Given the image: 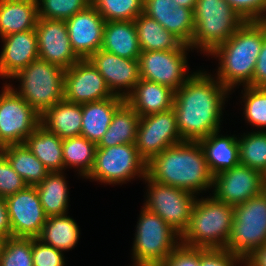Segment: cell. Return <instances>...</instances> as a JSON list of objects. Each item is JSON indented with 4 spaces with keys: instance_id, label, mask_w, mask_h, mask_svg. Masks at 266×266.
Listing matches in <instances>:
<instances>
[{
    "instance_id": "obj_1",
    "label": "cell",
    "mask_w": 266,
    "mask_h": 266,
    "mask_svg": "<svg viewBox=\"0 0 266 266\" xmlns=\"http://www.w3.org/2000/svg\"><path fill=\"white\" fill-rule=\"evenodd\" d=\"M229 93L215 77L201 70L193 72L175 91L173 109L184 141H199L220 130L222 109Z\"/></svg>"
},
{
    "instance_id": "obj_2",
    "label": "cell",
    "mask_w": 266,
    "mask_h": 266,
    "mask_svg": "<svg viewBox=\"0 0 266 266\" xmlns=\"http://www.w3.org/2000/svg\"><path fill=\"white\" fill-rule=\"evenodd\" d=\"M147 175L158 183L194 195L211 189L214 179L198 141H184L166 148L147 163Z\"/></svg>"
},
{
    "instance_id": "obj_3",
    "label": "cell",
    "mask_w": 266,
    "mask_h": 266,
    "mask_svg": "<svg viewBox=\"0 0 266 266\" xmlns=\"http://www.w3.org/2000/svg\"><path fill=\"white\" fill-rule=\"evenodd\" d=\"M266 34V21H247L209 55L219 58L217 80L230 92L236 86H252L255 64Z\"/></svg>"
},
{
    "instance_id": "obj_4",
    "label": "cell",
    "mask_w": 266,
    "mask_h": 266,
    "mask_svg": "<svg viewBox=\"0 0 266 266\" xmlns=\"http://www.w3.org/2000/svg\"><path fill=\"white\" fill-rule=\"evenodd\" d=\"M234 206L217 201L213 196L198 198L192 208L188 228L181 243L203 249H224L231 234Z\"/></svg>"
},
{
    "instance_id": "obj_5",
    "label": "cell",
    "mask_w": 266,
    "mask_h": 266,
    "mask_svg": "<svg viewBox=\"0 0 266 266\" xmlns=\"http://www.w3.org/2000/svg\"><path fill=\"white\" fill-rule=\"evenodd\" d=\"M193 14L195 27L189 47L207 55L245 23L226 0H197Z\"/></svg>"
},
{
    "instance_id": "obj_6",
    "label": "cell",
    "mask_w": 266,
    "mask_h": 266,
    "mask_svg": "<svg viewBox=\"0 0 266 266\" xmlns=\"http://www.w3.org/2000/svg\"><path fill=\"white\" fill-rule=\"evenodd\" d=\"M64 73L59 66L37 59L11 78L20 81L19 89L7 85L42 116L64 99Z\"/></svg>"
},
{
    "instance_id": "obj_7",
    "label": "cell",
    "mask_w": 266,
    "mask_h": 266,
    "mask_svg": "<svg viewBox=\"0 0 266 266\" xmlns=\"http://www.w3.org/2000/svg\"><path fill=\"white\" fill-rule=\"evenodd\" d=\"M134 236L133 264L160 266L181 243V235L146 207H142Z\"/></svg>"
},
{
    "instance_id": "obj_8",
    "label": "cell",
    "mask_w": 266,
    "mask_h": 266,
    "mask_svg": "<svg viewBox=\"0 0 266 266\" xmlns=\"http://www.w3.org/2000/svg\"><path fill=\"white\" fill-rule=\"evenodd\" d=\"M266 244V194L234 206L231 234L225 247L244 260Z\"/></svg>"
},
{
    "instance_id": "obj_9",
    "label": "cell",
    "mask_w": 266,
    "mask_h": 266,
    "mask_svg": "<svg viewBox=\"0 0 266 266\" xmlns=\"http://www.w3.org/2000/svg\"><path fill=\"white\" fill-rule=\"evenodd\" d=\"M135 176H147V163L140 156L135 143L112 147H97L95 163L86 179L113 185L123 184Z\"/></svg>"
},
{
    "instance_id": "obj_10",
    "label": "cell",
    "mask_w": 266,
    "mask_h": 266,
    "mask_svg": "<svg viewBox=\"0 0 266 266\" xmlns=\"http://www.w3.org/2000/svg\"><path fill=\"white\" fill-rule=\"evenodd\" d=\"M143 180L148 183L147 199L143 206L182 235L190 223L196 195L178 187L158 183L148 175Z\"/></svg>"
},
{
    "instance_id": "obj_11",
    "label": "cell",
    "mask_w": 266,
    "mask_h": 266,
    "mask_svg": "<svg viewBox=\"0 0 266 266\" xmlns=\"http://www.w3.org/2000/svg\"><path fill=\"white\" fill-rule=\"evenodd\" d=\"M0 92V143L22 144L40 124V115L7 83Z\"/></svg>"
},
{
    "instance_id": "obj_12",
    "label": "cell",
    "mask_w": 266,
    "mask_h": 266,
    "mask_svg": "<svg viewBox=\"0 0 266 266\" xmlns=\"http://www.w3.org/2000/svg\"><path fill=\"white\" fill-rule=\"evenodd\" d=\"M191 48L184 44L179 50L147 51L139 55L140 77L144 80L165 85L177 91L191 76L187 75L186 51Z\"/></svg>"
},
{
    "instance_id": "obj_13",
    "label": "cell",
    "mask_w": 266,
    "mask_h": 266,
    "mask_svg": "<svg viewBox=\"0 0 266 266\" xmlns=\"http://www.w3.org/2000/svg\"><path fill=\"white\" fill-rule=\"evenodd\" d=\"M181 142L184 140L178 131L173 108L140 117L135 145L146 163L166 148Z\"/></svg>"
},
{
    "instance_id": "obj_14",
    "label": "cell",
    "mask_w": 266,
    "mask_h": 266,
    "mask_svg": "<svg viewBox=\"0 0 266 266\" xmlns=\"http://www.w3.org/2000/svg\"><path fill=\"white\" fill-rule=\"evenodd\" d=\"M263 174L245 165H237L214 175L213 197L236 206L263 192Z\"/></svg>"
},
{
    "instance_id": "obj_15",
    "label": "cell",
    "mask_w": 266,
    "mask_h": 266,
    "mask_svg": "<svg viewBox=\"0 0 266 266\" xmlns=\"http://www.w3.org/2000/svg\"><path fill=\"white\" fill-rule=\"evenodd\" d=\"M64 100L85 104L111 98L104 78L89 59H80L64 73Z\"/></svg>"
},
{
    "instance_id": "obj_16",
    "label": "cell",
    "mask_w": 266,
    "mask_h": 266,
    "mask_svg": "<svg viewBox=\"0 0 266 266\" xmlns=\"http://www.w3.org/2000/svg\"><path fill=\"white\" fill-rule=\"evenodd\" d=\"M13 237L37 238L47 220L35 186L5 198Z\"/></svg>"
},
{
    "instance_id": "obj_17",
    "label": "cell",
    "mask_w": 266,
    "mask_h": 266,
    "mask_svg": "<svg viewBox=\"0 0 266 266\" xmlns=\"http://www.w3.org/2000/svg\"><path fill=\"white\" fill-rule=\"evenodd\" d=\"M35 30L40 60L64 70L80 60L71 46L65 21L38 18Z\"/></svg>"
},
{
    "instance_id": "obj_18",
    "label": "cell",
    "mask_w": 266,
    "mask_h": 266,
    "mask_svg": "<svg viewBox=\"0 0 266 266\" xmlns=\"http://www.w3.org/2000/svg\"><path fill=\"white\" fill-rule=\"evenodd\" d=\"M88 59L104 78L113 95L125 99L141 79L138 60L122 58L101 49Z\"/></svg>"
},
{
    "instance_id": "obj_19",
    "label": "cell",
    "mask_w": 266,
    "mask_h": 266,
    "mask_svg": "<svg viewBox=\"0 0 266 266\" xmlns=\"http://www.w3.org/2000/svg\"><path fill=\"white\" fill-rule=\"evenodd\" d=\"M65 23L71 46L80 59H88L101 49L105 20L92 4Z\"/></svg>"
},
{
    "instance_id": "obj_20",
    "label": "cell",
    "mask_w": 266,
    "mask_h": 266,
    "mask_svg": "<svg viewBox=\"0 0 266 266\" xmlns=\"http://www.w3.org/2000/svg\"><path fill=\"white\" fill-rule=\"evenodd\" d=\"M0 77L12 78L32 61L39 59L36 30L18 32L2 37Z\"/></svg>"
},
{
    "instance_id": "obj_21",
    "label": "cell",
    "mask_w": 266,
    "mask_h": 266,
    "mask_svg": "<svg viewBox=\"0 0 266 266\" xmlns=\"http://www.w3.org/2000/svg\"><path fill=\"white\" fill-rule=\"evenodd\" d=\"M175 91L168 86L140 79L125 101L140 116L160 113L173 108Z\"/></svg>"
},
{
    "instance_id": "obj_22",
    "label": "cell",
    "mask_w": 266,
    "mask_h": 266,
    "mask_svg": "<svg viewBox=\"0 0 266 266\" xmlns=\"http://www.w3.org/2000/svg\"><path fill=\"white\" fill-rule=\"evenodd\" d=\"M125 99L114 95L101 101L82 104L81 136L98 144L107 131L115 111Z\"/></svg>"
},
{
    "instance_id": "obj_23",
    "label": "cell",
    "mask_w": 266,
    "mask_h": 266,
    "mask_svg": "<svg viewBox=\"0 0 266 266\" xmlns=\"http://www.w3.org/2000/svg\"><path fill=\"white\" fill-rule=\"evenodd\" d=\"M220 131L200 139L208 167L213 175L229 170L240 164L238 138L221 136Z\"/></svg>"
},
{
    "instance_id": "obj_24",
    "label": "cell",
    "mask_w": 266,
    "mask_h": 266,
    "mask_svg": "<svg viewBox=\"0 0 266 266\" xmlns=\"http://www.w3.org/2000/svg\"><path fill=\"white\" fill-rule=\"evenodd\" d=\"M101 50L122 58L138 60L142 51L134 21L105 22Z\"/></svg>"
},
{
    "instance_id": "obj_25",
    "label": "cell",
    "mask_w": 266,
    "mask_h": 266,
    "mask_svg": "<svg viewBox=\"0 0 266 266\" xmlns=\"http://www.w3.org/2000/svg\"><path fill=\"white\" fill-rule=\"evenodd\" d=\"M36 0H0V37L35 29Z\"/></svg>"
},
{
    "instance_id": "obj_26",
    "label": "cell",
    "mask_w": 266,
    "mask_h": 266,
    "mask_svg": "<svg viewBox=\"0 0 266 266\" xmlns=\"http://www.w3.org/2000/svg\"><path fill=\"white\" fill-rule=\"evenodd\" d=\"M40 123L62 139L81 136L82 104L63 99L40 117Z\"/></svg>"
},
{
    "instance_id": "obj_27",
    "label": "cell",
    "mask_w": 266,
    "mask_h": 266,
    "mask_svg": "<svg viewBox=\"0 0 266 266\" xmlns=\"http://www.w3.org/2000/svg\"><path fill=\"white\" fill-rule=\"evenodd\" d=\"M24 143L49 172L65 171L62 152L63 139L49 131L41 123Z\"/></svg>"
},
{
    "instance_id": "obj_28",
    "label": "cell",
    "mask_w": 266,
    "mask_h": 266,
    "mask_svg": "<svg viewBox=\"0 0 266 266\" xmlns=\"http://www.w3.org/2000/svg\"><path fill=\"white\" fill-rule=\"evenodd\" d=\"M137 37L142 52L179 50L184 43L168 32L158 21L145 15L134 19Z\"/></svg>"
},
{
    "instance_id": "obj_29",
    "label": "cell",
    "mask_w": 266,
    "mask_h": 266,
    "mask_svg": "<svg viewBox=\"0 0 266 266\" xmlns=\"http://www.w3.org/2000/svg\"><path fill=\"white\" fill-rule=\"evenodd\" d=\"M140 116L125 101L114 113L112 121L97 147L135 143Z\"/></svg>"
},
{
    "instance_id": "obj_30",
    "label": "cell",
    "mask_w": 266,
    "mask_h": 266,
    "mask_svg": "<svg viewBox=\"0 0 266 266\" xmlns=\"http://www.w3.org/2000/svg\"><path fill=\"white\" fill-rule=\"evenodd\" d=\"M64 172H49L35 187L47 217L67 214L69 189Z\"/></svg>"
},
{
    "instance_id": "obj_31",
    "label": "cell",
    "mask_w": 266,
    "mask_h": 266,
    "mask_svg": "<svg viewBox=\"0 0 266 266\" xmlns=\"http://www.w3.org/2000/svg\"><path fill=\"white\" fill-rule=\"evenodd\" d=\"M78 227L77 222L67 214L49 216L37 239L65 252L76 246L80 234Z\"/></svg>"
},
{
    "instance_id": "obj_32",
    "label": "cell",
    "mask_w": 266,
    "mask_h": 266,
    "mask_svg": "<svg viewBox=\"0 0 266 266\" xmlns=\"http://www.w3.org/2000/svg\"><path fill=\"white\" fill-rule=\"evenodd\" d=\"M1 153L28 186H36L49 173L25 143L4 146Z\"/></svg>"
},
{
    "instance_id": "obj_33",
    "label": "cell",
    "mask_w": 266,
    "mask_h": 266,
    "mask_svg": "<svg viewBox=\"0 0 266 266\" xmlns=\"http://www.w3.org/2000/svg\"><path fill=\"white\" fill-rule=\"evenodd\" d=\"M96 150L97 144L83 136L64 138L62 152L65 169L79 168L80 177L86 178L93 169Z\"/></svg>"
},
{
    "instance_id": "obj_34",
    "label": "cell",
    "mask_w": 266,
    "mask_h": 266,
    "mask_svg": "<svg viewBox=\"0 0 266 266\" xmlns=\"http://www.w3.org/2000/svg\"><path fill=\"white\" fill-rule=\"evenodd\" d=\"M241 137H238L240 164L264 174L266 171V131L244 133Z\"/></svg>"
},
{
    "instance_id": "obj_35",
    "label": "cell",
    "mask_w": 266,
    "mask_h": 266,
    "mask_svg": "<svg viewBox=\"0 0 266 266\" xmlns=\"http://www.w3.org/2000/svg\"><path fill=\"white\" fill-rule=\"evenodd\" d=\"M91 4L107 21H134L143 13L144 0H91Z\"/></svg>"
},
{
    "instance_id": "obj_36",
    "label": "cell",
    "mask_w": 266,
    "mask_h": 266,
    "mask_svg": "<svg viewBox=\"0 0 266 266\" xmlns=\"http://www.w3.org/2000/svg\"><path fill=\"white\" fill-rule=\"evenodd\" d=\"M0 266H34L32 238L10 237L0 248Z\"/></svg>"
},
{
    "instance_id": "obj_37",
    "label": "cell",
    "mask_w": 266,
    "mask_h": 266,
    "mask_svg": "<svg viewBox=\"0 0 266 266\" xmlns=\"http://www.w3.org/2000/svg\"><path fill=\"white\" fill-rule=\"evenodd\" d=\"M244 116L247 122L266 131V88L244 86ZM264 127V128H263Z\"/></svg>"
},
{
    "instance_id": "obj_38",
    "label": "cell",
    "mask_w": 266,
    "mask_h": 266,
    "mask_svg": "<svg viewBox=\"0 0 266 266\" xmlns=\"http://www.w3.org/2000/svg\"><path fill=\"white\" fill-rule=\"evenodd\" d=\"M38 17L66 21L91 4V0H36Z\"/></svg>"
},
{
    "instance_id": "obj_39",
    "label": "cell",
    "mask_w": 266,
    "mask_h": 266,
    "mask_svg": "<svg viewBox=\"0 0 266 266\" xmlns=\"http://www.w3.org/2000/svg\"><path fill=\"white\" fill-rule=\"evenodd\" d=\"M193 10L177 6L170 18V32L179 38L184 44L190 46L194 34Z\"/></svg>"
},
{
    "instance_id": "obj_40",
    "label": "cell",
    "mask_w": 266,
    "mask_h": 266,
    "mask_svg": "<svg viewBox=\"0 0 266 266\" xmlns=\"http://www.w3.org/2000/svg\"><path fill=\"white\" fill-rule=\"evenodd\" d=\"M28 186L0 153V197L7 198Z\"/></svg>"
},
{
    "instance_id": "obj_41",
    "label": "cell",
    "mask_w": 266,
    "mask_h": 266,
    "mask_svg": "<svg viewBox=\"0 0 266 266\" xmlns=\"http://www.w3.org/2000/svg\"><path fill=\"white\" fill-rule=\"evenodd\" d=\"M63 252L32 238V260L34 266H65Z\"/></svg>"
},
{
    "instance_id": "obj_42",
    "label": "cell",
    "mask_w": 266,
    "mask_h": 266,
    "mask_svg": "<svg viewBox=\"0 0 266 266\" xmlns=\"http://www.w3.org/2000/svg\"><path fill=\"white\" fill-rule=\"evenodd\" d=\"M247 21H266V0H226Z\"/></svg>"
},
{
    "instance_id": "obj_43",
    "label": "cell",
    "mask_w": 266,
    "mask_h": 266,
    "mask_svg": "<svg viewBox=\"0 0 266 266\" xmlns=\"http://www.w3.org/2000/svg\"><path fill=\"white\" fill-rule=\"evenodd\" d=\"M177 6L173 0H144L143 13L158 21L170 32L171 13Z\"/></svg>"
},
{
    "instance_id": "obj_44",
    "label": "cell",
    "mask_w": 266,
    "mask_h": 266,
    "mask_svg": "<svg viewBox=\"0 0 266 266\" xmlns=\"http://www.w3.org/2000/svg\"><path fill=\"white\" fill-rule=\"evenodd\" d=\"M243 263V264H241ZM244 265L245 260L224 249L200 248V266H236Z\"/></svg>"
},
{
    "instance_id": "obj_45",
    "label": "cell",
    "mask_w": 266,
    "mask_h": 266,
    "mask_svg": "<svg viewBox=\"0 0 266 266\" xmlns=\"http://www.w3.org/2000/svg\"><path fill=\"white\" fill-rule=\"evenodd\" d=\"M160 266H200V248L180 243Z\"/></svg>"
},
{
    "instance_id": "obj_46",
    "label": "cell",
    "mask_w": 266,
    "mask_h": 266,
    "mask_svg": "<svg viewBox=\"0 0 266 266\" xmlns=\"http://www.w3.org/2000/svg\"><path fill=\"white\" fill-rule=\"evenodd\" d=\"M252 87L266 88V34L255 64Z\"/></svg>"
},
{
    "instance_id": "obj_47",
    "label": "cell",
    "mask_w": 266,
    "mask_h": 266,
    "mask_svg": "<svg viewBox=\"0 0 266 266\" xmlns=\"http://www.w3.org/2000/svg\"><path fill=\"white\" fill-rule=\"evenodd\" d=\"M10 237H13V235L7 203L5 198L0 197V238L5 240Z\"/></svg>"
},
{
    "instance_id": "obj_48",
    "label": "cell",
    "mask_w": 266,
    "mask_h": 266,
    "mask_svg": "<svg viewBox=\"0 0 266 266\" xmlns=\"http://www.w3.org/2000/svg\"><path fill=\"white\" fill-rule=\"evenodd\" d=\"M244 266H266V244L247 257Z\"/></svg>"
},
{
    "instance_id": "obj_49",
    "label": "cell",
    "mask_w": 266,
    "mask_h": 266,
    "mask_svg": "<svg viewBox=\"0 0 266 266\" xmlns=\"http://www.w3.org/2000/svg\"><path fill=\"white\" fill-rule=\"evenodd\" d=\"M178 6L194 10L197 0H173Z\"/></svg>"
},
{
    "instance_id": "obj_50",
    "label": "cell",
    "mask_w": 266,
    "mask_h": 266,
    "mask_svg": "<svg viewBox=\"0 0 266 266\" xmlns=\"http://www.w3.org/2000/svg\"><path fill=\"white\" fill-rule=\"evenodd\" d=\"M263 192L266 194V179H264V188H263Z\"/></svg>"
},
{
    "instance_id": "obj_51",
    "label": "cell",
    "mask_w": 266,
    "mask_h": 266,
    "mask_svg": "<svg viewBox=\"0 0 266 266\" xmlns=\"http://www.w3.org/2000/svg\"><path fill=\"white\" fill-rule=\"evenodd\" d=\"M132 266H150V265L133 264Z\"/></svg>"
},
{
    "instance_id": "obj_52",
    "label": "cell",
    "mask_w": 266,
    "mask_h": 266,
    "mask_svg": "<svg viewBox=\"0 0 266 266\" xmlns=\"http://www.w3.org/2000/svg\"><path fill=\"white\" fill-rule=\"evenodd\" d=\"M4 146L0 143V153L3 150Z\"/></svg>"
},
{
    "instance_id": "obj_53",
    "label": "cell",
    "mask_w": 266,
    "mask_h": 266,
    "mask_svg": "<svg viewBox=\"0 0 266 266\" xmlns=\"http://www.w3.org/2000/svg\"><path fill=\"white\" fill-rule=\"evenodd\" d=\"M2 242H3V239L0 238V248H1Z\"/></svg>"
},
{
    "instance_id": "obj_54",
    "label": "cell",
    "mask_w": 266,
    "mask_h": 266,
    "mask_svg": "<svg viewBox=\"0 0 266 266\" xmlns=\"http://www.w3.org/2000/svg\"><path fill=\"white\" fill-rule=\"evenodd\" d=\"M263 178L266 179V171H265V173L263 174Z\"/></svg>"
}]
</instances>
